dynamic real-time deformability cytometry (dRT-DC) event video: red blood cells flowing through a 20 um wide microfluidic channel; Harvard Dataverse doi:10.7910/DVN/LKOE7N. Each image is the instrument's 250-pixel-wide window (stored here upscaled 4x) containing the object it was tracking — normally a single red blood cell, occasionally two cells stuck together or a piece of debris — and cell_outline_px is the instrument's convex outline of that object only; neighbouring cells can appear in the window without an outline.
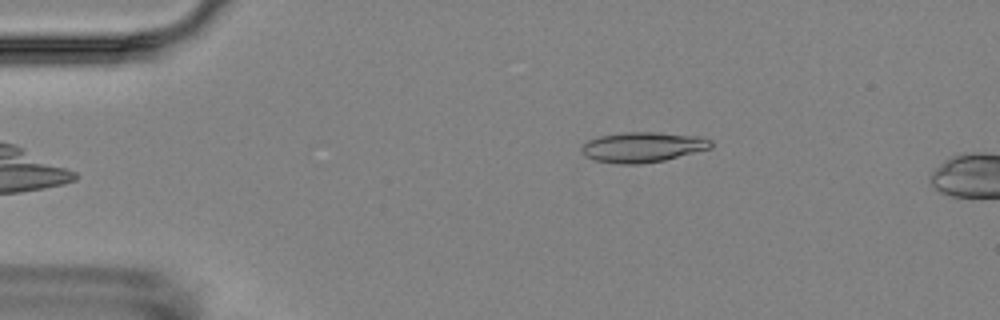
{"species": "Egyptian fruit bat (a non-hibernating species)", "species_latin": "Rousettus aegyptiacus", "temperature_condition": "room temperature", "stored_images_in_passage": 4, "camera_frame_rate_fps": 3000, "um_per_image_px": 0.085, "animal": {"sex": "female"}, "frame": {"image": 1, "passage_image": 4, "time_ms": 3.667, "image_size_px": [1000, 320], "cell_outline_px": [[712, 148], [664, 160], [640, 164], [616, 164], [596, 160], [584, 156], [580, 148], [588, 140], [600, 136], [624, 132], [652, 132], [696, 136], [712, 140]], "centroid_in_image_um": [54.61, 12.51], "position_along_channel_um": 30.4, "area_um2": 22.66}}